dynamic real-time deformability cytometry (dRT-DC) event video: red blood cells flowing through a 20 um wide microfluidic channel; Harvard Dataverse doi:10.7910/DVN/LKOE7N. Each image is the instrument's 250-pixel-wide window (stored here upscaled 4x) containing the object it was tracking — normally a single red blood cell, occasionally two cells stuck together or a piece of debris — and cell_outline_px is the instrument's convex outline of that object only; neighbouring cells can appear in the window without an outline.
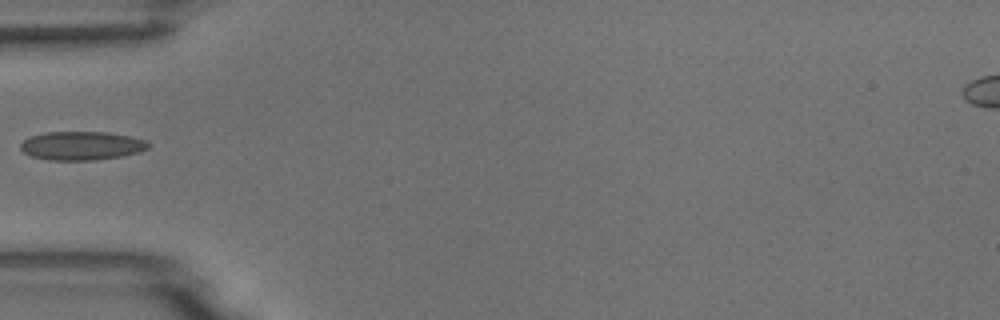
{"species": "common noctule bat (a hibernating species)", "species_latin": "Nyctalus noctula", "temperature_condition": "room temperature", "stored_images_in_passage": 6, "camera_frame_rate_fps": 3000, "um_per_image_px": 0.085, "animal": {"sex": "male", "body_mass_g": 18.8}, "frame": {"image": 1, "passage_image": 1, "time_ms": 0.0, "image_size_px": [1000, 320], "cell_outline_px": [[148, 148], [140, 152], [120, 156], [92, 160], [48, 160], [32, 156], [24, 152], [20, 148], [20, 144], [28, 136], [44, 132], [108, 132], [132, 136], [144, 140], [148, 144]], "centroid_in_image_um": [6.91, 12.37], "position_along_channel_um": 78.1, "area_um2": 21.33}}